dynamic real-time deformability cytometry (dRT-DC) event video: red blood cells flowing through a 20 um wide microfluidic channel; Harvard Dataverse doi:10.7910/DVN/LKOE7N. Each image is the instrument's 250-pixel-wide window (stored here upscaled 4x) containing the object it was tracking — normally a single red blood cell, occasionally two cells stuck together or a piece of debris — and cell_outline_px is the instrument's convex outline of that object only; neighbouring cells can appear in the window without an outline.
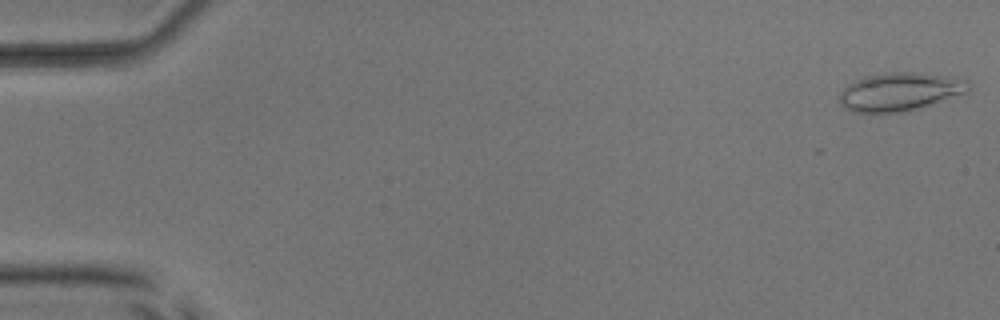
{"species": "common noctule bat (a hibernating species)", "species_latin": "Nyctalus noctula", "temperature_condition": "room temperature", "stored_images_in_passage": 52, "camera_frame_rate_fps": 3000, "um_per_image_px": 0.085, "animal": {"sex": "male", "body_mass_g": 17.9, "forearm_length_mm": 54.2}, "frame": {"image": 1, "passage_image": 1, "time_ms": 0.0, "image_size_px": [1000, 320], "cell_outline_px": [[968, 92], [904, 112], [856, 112], [844, 108], [840, 104], [840, 92], [848, 84], [864, 76], [884, 72], [916, 72], [956, 76], [968, 80]], "centroid_in_image_um": [76.49, 7.77], "position_along_channel_um": 8.5, "area_um2": 28.78}}
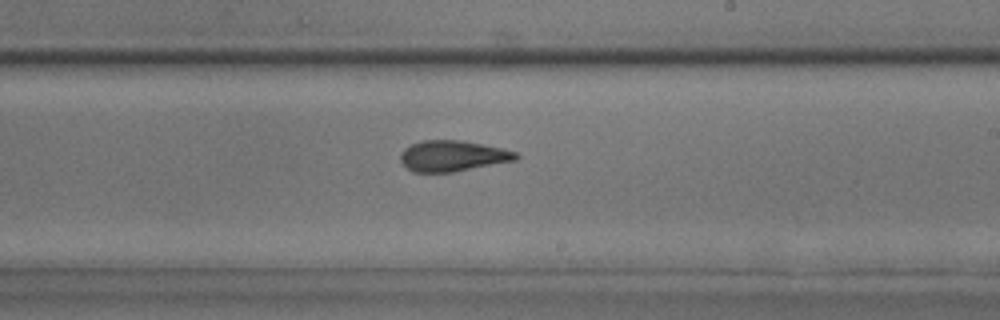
{"frame": {"image": 2, "passage_image": 31, "time_ms": 10.0, "image_size_px": [1000, 320], "cell_outline_px": [[520, 156], [516, 160], [452, 172], [412, 172], [400, 160], [400, 152], [404, 148], [412, 144], [424, 140], [460, 140], [500, 148], [516, 152]], "centroid_in_image_um": [38.44, 13.25], "position_along_channel_um": 250.6, "area_um2": 20.52}}
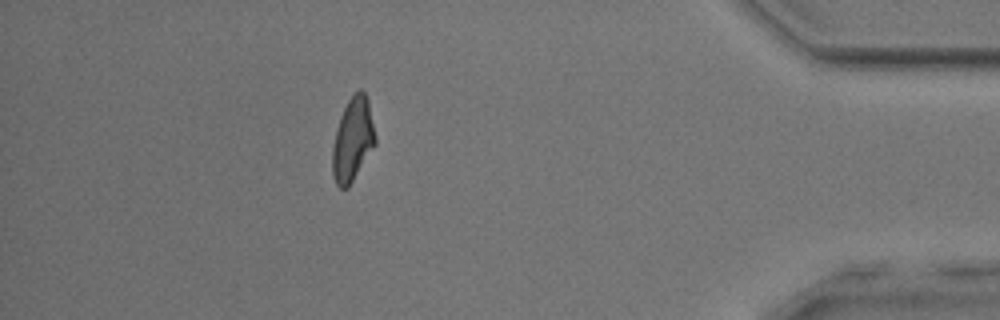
{"frame": {"image": 3, "passage_image": 46, "time_ms": 15.0, "image_size_px": [1000, 320], "cell_outline_px": [[376, 144], [348, 188], [340, 188], [336, 184], [332, 176], [332, 148], [340, 116], [348, 100], [360, 88], [364, 92], [368, 100], [376, 136]], "centroid_in_image_um": [29.98, 11.89], "position_along_channel_um": 405.2, "area_um2": 20.81}, "authors_computed_cell_mechanics": {"area_um2": 21.5016, "velocity_mm_per_s": 3.9835, "shape_relaxation_time_tau1_ms": 6.6727, "shape_relaxation_time_tau2_ms": 2.3155, "deformation_change_tau1": 0.185, "deformation_change_tau2": 0.113}}